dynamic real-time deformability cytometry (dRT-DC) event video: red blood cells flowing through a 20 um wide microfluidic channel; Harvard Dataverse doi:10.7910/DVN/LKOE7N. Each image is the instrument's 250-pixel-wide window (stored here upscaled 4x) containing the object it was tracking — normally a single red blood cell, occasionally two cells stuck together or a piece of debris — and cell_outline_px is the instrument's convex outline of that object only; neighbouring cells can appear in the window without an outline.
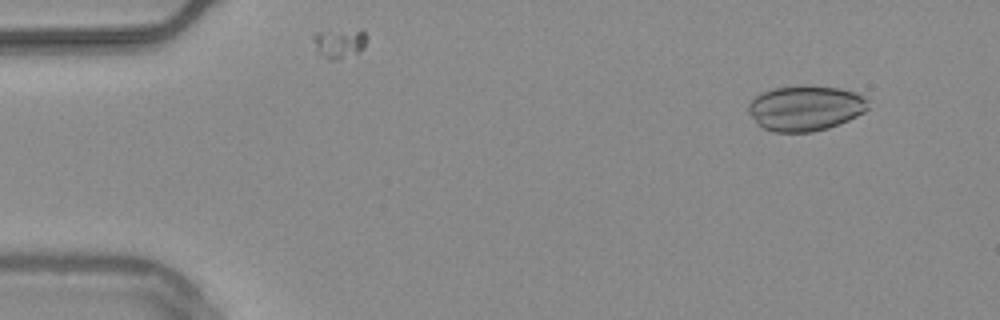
{"species": "common noctule bat (a hibernating species)", "species_latin": "Nyctalus noctula", "temperature_condition": "warm", "stored_images_in_passage": 51, "camera_frame_rate_fps": 3000, "um_per_image_px": 0.085, "animal": {"sex": "male", "body_mass_g": 20.4}, "frame": {"image": 1, "passage_image": 2, "time_ms": 0.333, "image_size_px": [1000, 320], "cell_outline_px": [[868, 108], [864, 112], [840, 124], [828, 128], [812, 132], [772, 132], [756, 124], [748, 112], [748, 104], [756, 96], [764, 92], [776, 88], [808, 84], [840, 88], [852, 92], [868, 100]], "centroid_in_image_um": [68.44, 9.19], "position_along_channel_um": 16.6, "area_um2": 31.67}}
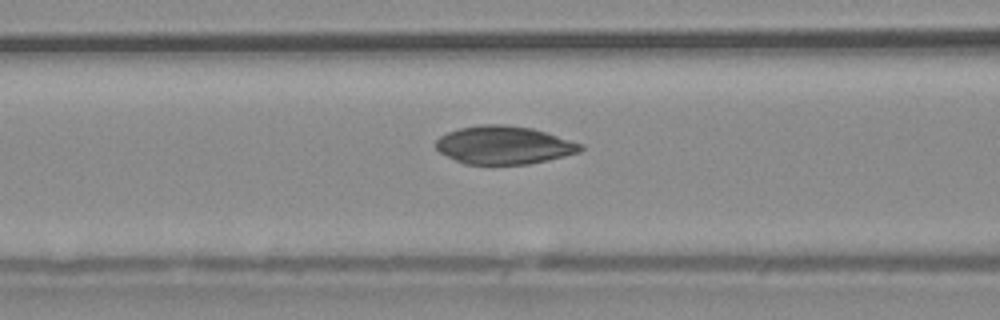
{"frame": {"image": 2, "passage_image": 19, "time_ms": 6.0, "image_size_px": [1000, 320], "cell_outline_px": [[584, 148], [580, 152], [548, 160], [528, 164], [464, 164], [440, 152], [436, 148], [436, 140], [440, 136], [448, 132], [460, 128], [480, 124], [504, 124], [532, 128], [584, 144]], "centroid_in_image_um": [42.85, 12.33], "position_along_channel_um": 123.7, "area_um2": 32.08}}
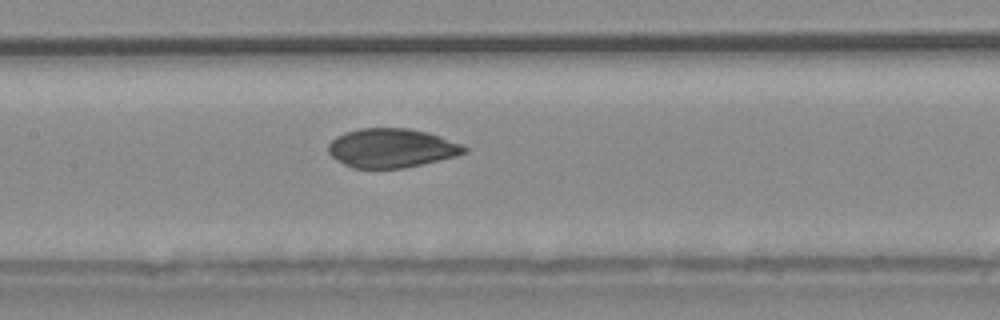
{"frame": {"image": 3, "passage_image": 23, "time_ms": 7.333, "image_size_px": [1000, 320], "cell_outline_px": [[468, 152], [456, 156], [404, 168], [352, 168], [344, 164], [332, 156], [328, 152], [328, 144], [336, 136], [344, 132], [360, 128], [408, 128], [428, 132], [440, 136], [460, 144], [468, 148]], "centroid_in_image_um": [33.27, 12.58], "position_along_channel_um": 174.1, "area_um2": 30.92}}